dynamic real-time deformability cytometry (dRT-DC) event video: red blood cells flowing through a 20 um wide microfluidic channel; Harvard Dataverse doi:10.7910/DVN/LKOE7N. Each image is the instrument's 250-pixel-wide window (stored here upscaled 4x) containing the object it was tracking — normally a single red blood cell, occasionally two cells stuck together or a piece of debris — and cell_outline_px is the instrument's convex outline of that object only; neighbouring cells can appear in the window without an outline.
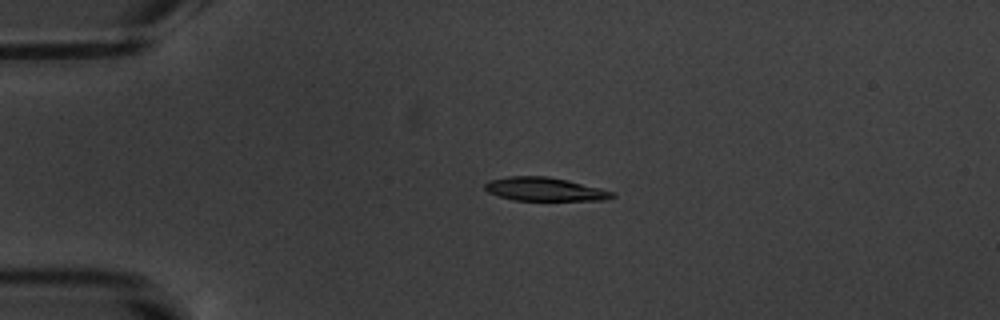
{"species": "common noctule bat (a hibernating species)", "species_latin": "Nyctalus noctula", "temperature_condition": "warm", "stored_images_in_passage": 3, "camera_frame_rate_fps": 3000, "um_per_image_px": 0.085, "animal": {"sex": "male", "body_mass_g": 20.1, "forearm_length_mm": 53.5}, "frame": {"image": 1, "passage_image": 2, "time_ms": 1.0, "image_size_px": [1000, 320], "cell_outline_px": [[616, 196], [604, 200], [512, 200], [488, 192], [484, 188], [484, 184], [488, 180], [508, 176], [548, 176], [568, 180], [616, 192]], "centroid_in_image_um": [46.3, 16.08], "position_along_channel_um": 38.7, "area_um2": 17.51}}